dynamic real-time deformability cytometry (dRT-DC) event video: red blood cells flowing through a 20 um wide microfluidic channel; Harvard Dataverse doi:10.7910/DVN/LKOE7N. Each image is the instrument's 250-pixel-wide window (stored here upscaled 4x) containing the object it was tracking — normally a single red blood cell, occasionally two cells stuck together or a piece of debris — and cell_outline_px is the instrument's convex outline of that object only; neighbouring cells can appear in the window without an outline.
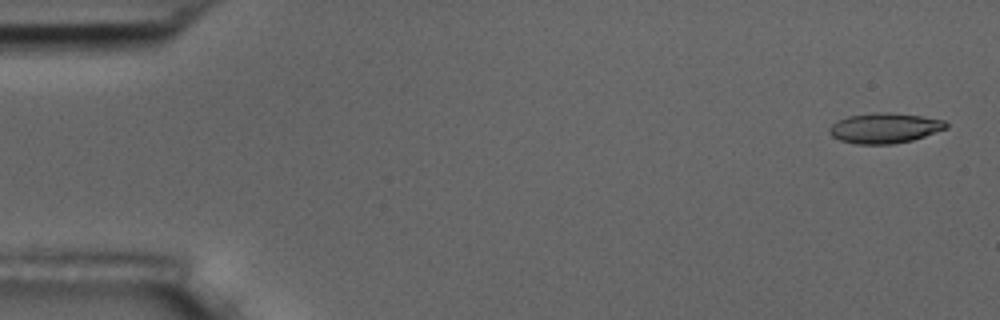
{"species": "common noctule bat (a hibernating species)", "species_latin": "Nyctalus noctula", "temperature_condition": "room temperature", "stored_images_in_passage": 5, "camera_frame_rate_fps": 3000, "um_per_image_px": 0.085, "animal": {"sex": "male", "body_mass_g": 17.5, "forearm_length_mm": 52.3}, "frame": {"image": 1, "passage_image": 1, "time_ms": 0.0, "image_size_px": [1000, 320], "cell_outline_px": [[948, 128], [912, 140], [892, 144], [856, 144], [840, 140], [832, 136], [828, 132], [828, 128], [836, 120], [848, 116], [876, 112], [888, 112], [920, 116], [944, 120], [948, 124]], "centroid_in_image_um": [75.16, 10.88], "position_along_channel_um": 9.8, "area_um2": 20.58}}
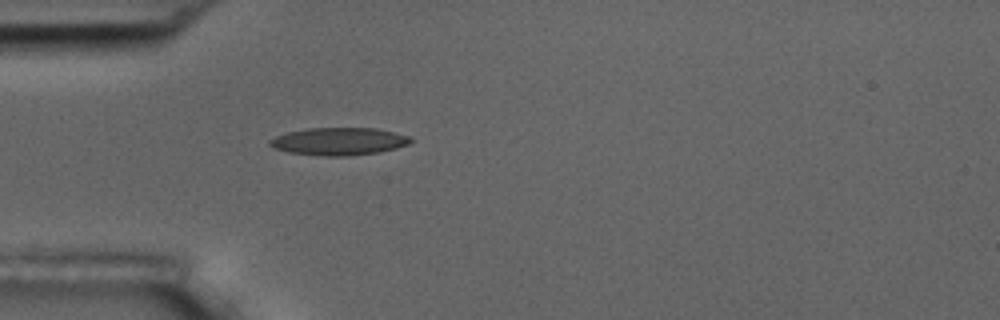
{"frame": {"image": 2, "passage_image": 5, "time_ms": 4.667, "image_size_px": [1000, 320], "cell_outline_px": [[412, 140], [408, 144], [396, 148], [380, 152], [348, 156], [324, 156], [288, 152], [276, 148], [268, 144], [268, 140], [276, 136], [288, 132], [308, 128], [376, 128], [412, 136]], "centroid_in_image_um": [28.83, 12.01], "position_along_channel_um": 56.2, "area_um2": 22.66}}